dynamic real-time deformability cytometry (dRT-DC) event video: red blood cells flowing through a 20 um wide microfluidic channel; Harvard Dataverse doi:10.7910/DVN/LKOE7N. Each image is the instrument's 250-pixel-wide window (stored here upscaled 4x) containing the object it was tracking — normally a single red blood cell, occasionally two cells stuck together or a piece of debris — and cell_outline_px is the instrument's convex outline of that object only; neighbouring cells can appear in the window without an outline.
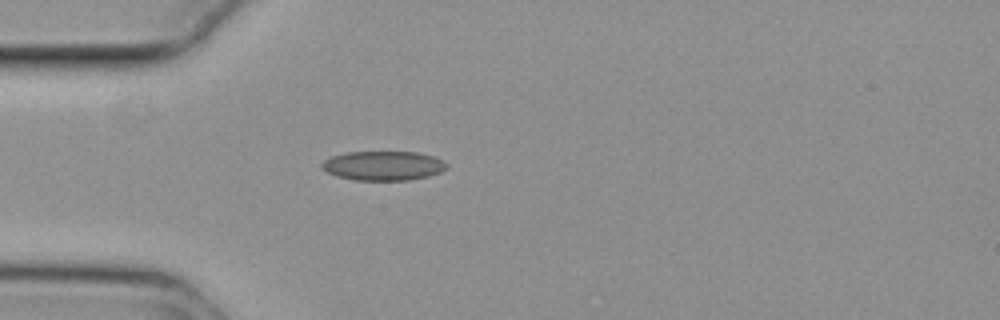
{"species": "common noctule bat (a hibernating species)", "species_latin": "Nyctalus noctula", "temperature_condition": "cold", "stored_images_in_passage": 40, "camera_frame_rate_fps": 3000, "um_per_image_px": 0.085, "animal": {"sex": "female", "body_mass_g": 29.2, "forearm_length_mm": 56.3}, "frame": {"image": 1, "passage_image": 1, "time_ms": 0.0, "image_size_px": [1000, 320], "cell_outline_px": [[448, 168], [440, 172], [428, 176], [408, 180], [356, 180], [336, 176], [328, 172], [320, 164], [324, 160], [332, 156], [344, 152], [416, 152], [432, 156], [448, 164]], "centroid_in_image_um": [32.57, 14.08], "position_along_channel_um": 52.4, "area_um2": 21.21}}
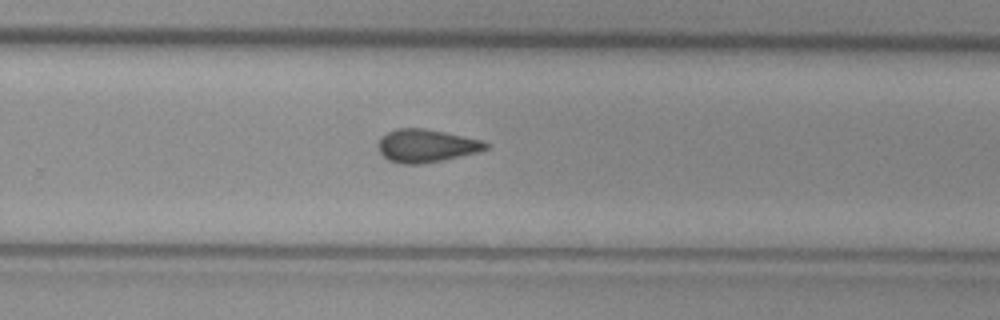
{"frame": {"image": 2, "passage_image": 21, "time_ms": 6.667, "image_size_px": [1000, 320], "cell_outline_px": [[488, 148], [480, 152], [444, 160], [420, 164], [400, 164], [388, 160], [380, 152], [376, 144], [380, 136], [396, 128], [424, 128], [484, 140], [488, 144]], "centroid_in_image_um": [36.22, 12.39], "position_along_channel_um": 293.6, "area_um2": 20.98}}
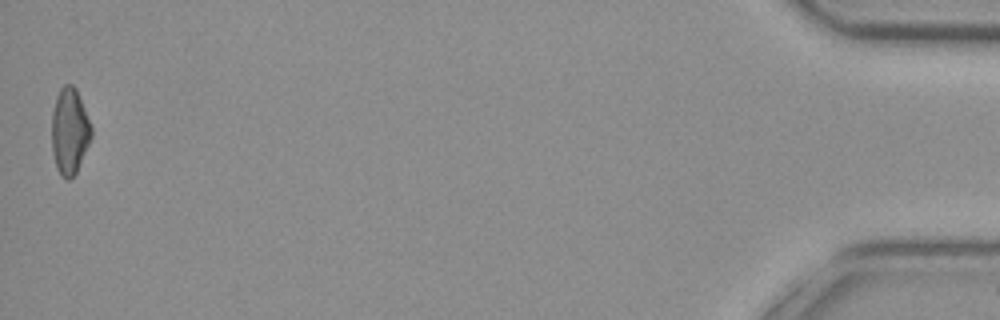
{"frame": {"image": 3, "passage_image": 40, "time_ms": 13.0, "image_size_px": [1000, 320], "cell_outline_px": [[92, 136], [76, 172], [68, 180], [60, 176], [56, 168], [52, 152], [52, 112], [56, 96], [60, 88], [64, 84], [72, 84], [76, 88], [92, 128]], "centroid_in_image_um": [5.9, 11.15], "position_along_channel_um": 429.3, "area_um2": 19.88}, "authors_computed_cell_mechanics": {"area_um2": 20.1722, "velocity_mm_per_s": 3.7448, "shape_relaxation_time_tau1_ms": null, "shape_relaxation_time_tau2_ms": 3.5753, "deformation_change_tau1": null, "deformation_change_tau2": 0.0998}}